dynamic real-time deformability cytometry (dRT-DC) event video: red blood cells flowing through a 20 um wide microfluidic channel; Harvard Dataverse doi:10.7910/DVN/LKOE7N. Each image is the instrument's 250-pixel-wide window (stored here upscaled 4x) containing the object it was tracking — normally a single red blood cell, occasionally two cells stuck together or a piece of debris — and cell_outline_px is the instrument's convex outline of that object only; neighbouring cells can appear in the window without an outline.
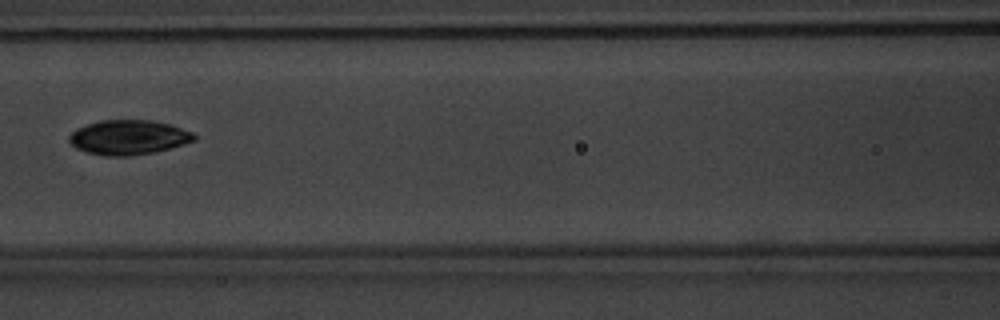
{"species": "common noctule bat (a hibernating species)", "species_latin": "Nyctalus noctula", "temperature_condition": "warm", "stored_images_in_passage": 8, "camera_frame_rate_fps": 3000, "um_per_image_px": 0.085, "animal": {"sex": "male", "body_mass_g": 20.1, "forearm_length_mm": 53.5}, "frame": {"image": 1, "passage_image": 8, "time_ms": 8.0, "image_size_px": [1000, 320], "cell_outline_px": [[196, 140], [184, 144], [156, 152], [132, 156], [108, 156], [88, 152], [76, 148], [68, 140], [68, 136], [76, 128], [100, 120], [152, 120], [172, 124], [192, 132], [196, 136]], "centroid_in_image_um": [10.95, 11.67], "position_along_channel_um": 155.7, "area_um2": 25.37}}